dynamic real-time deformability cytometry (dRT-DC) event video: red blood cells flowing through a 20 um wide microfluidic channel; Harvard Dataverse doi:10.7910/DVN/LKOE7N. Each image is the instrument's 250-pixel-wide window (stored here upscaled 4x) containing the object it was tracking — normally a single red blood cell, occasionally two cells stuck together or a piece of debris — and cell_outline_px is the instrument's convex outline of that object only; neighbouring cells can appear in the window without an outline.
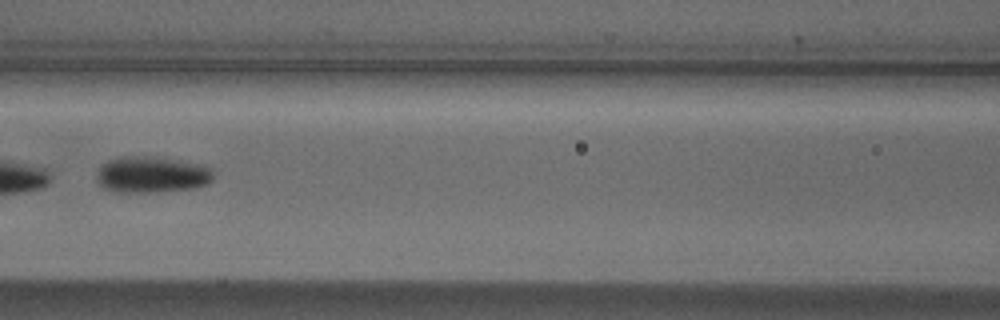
{"species": "Egyptian fruit bat (a non-hibernating species)", "species_latin": "Rousettus aegyptiacus", "temperature_condition": "cold", "stored_images_in_passage": 8, "camera_frame_rate_fps": 3000, "um_per_image_px": 0.085, "animal": {"sex": "male"}, "frame": {"image": 1, "passage_image": 6, "time_ms": 1.667, "image_size_px": [1000, 320], "cell_outline_px": [[212, 180], [208, 184], [196, 188], [164, 192], [112, 192], [104, 188], [100, 184], [96, 176], [100, 168], [108, 160], [120, 156], [156, 156], [196, 164], [212, 168]], "centroid_in_image_um": [12.9, 14.85], "position_along_channel_um": 153.7, "area_um2": 24.85}}
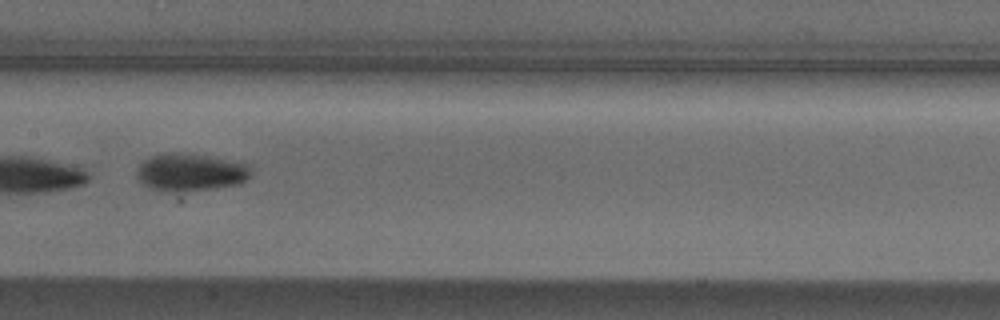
{"frame": {"image": 2, "passage_image": 7, "time_ms": 2.0, "image_size_px": [1000, 320], "cell_outline_px": [[252, 176], [240, 184], [212, 188], [172, 192], [160, 192], [148, 188], [140, 184], [136, 176], [136, 172], [140, 164], [148, 156], [164, 152], [172, 152], [204, 156], [252, 164]], "centroid_in_image_um": [16.15, 14.65], "position_along_channel_um": 191.2, "area_um2": 25.43}}
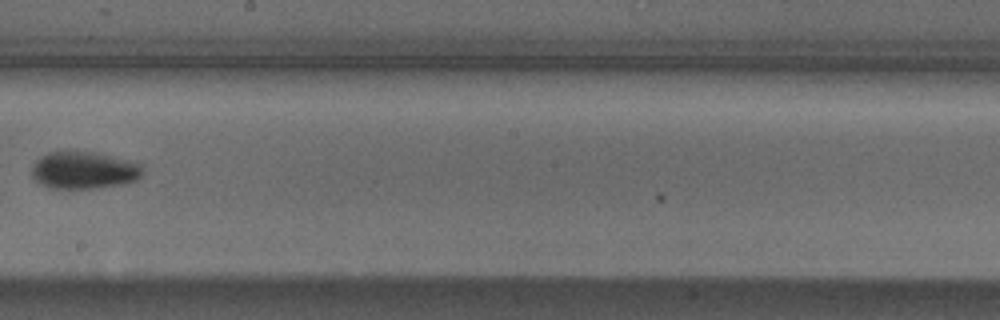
{"frame": {"image": 3, "passage_image": 8, "time_ms": 2.333, "image_size_px": [1000, 320], "cell_outline_px": [[144, 172], [136, 180], [124, 184], [96, 188], [52, 188], [40, 184], [32, 176], [32, 164], [40, 156], [48, 152], [68, 148], [72, 148], [96, 152], [112, 156], [140, 164]], "centroid_in_image_um": [7.08, 14.42], "position_along_channel_um": 241.1, "area_um2": 24.74}}